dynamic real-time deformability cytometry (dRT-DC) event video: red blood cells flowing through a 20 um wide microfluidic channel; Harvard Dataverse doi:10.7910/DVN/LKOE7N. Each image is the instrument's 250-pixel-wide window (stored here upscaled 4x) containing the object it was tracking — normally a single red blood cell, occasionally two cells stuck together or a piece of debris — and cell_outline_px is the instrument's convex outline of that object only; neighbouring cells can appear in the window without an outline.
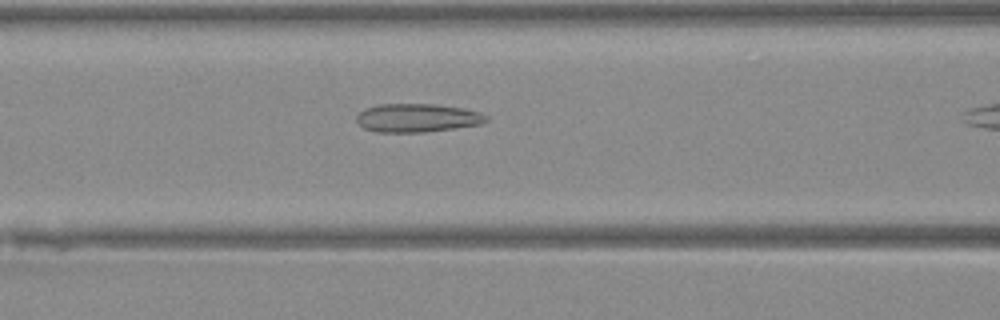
{"species": "Egyptian fruit bat (a non-hibernating species)", "species_latin": "Rousettus aegyptiacus", "temperature_condition": "warm", "stored_images_in_passage": 9, "camera_frame_rate_fps": 3000, "um_per_image_px": 0.085, "animal": {"sex": "female"}, "frame": {"image": 1, "passage_image": 8, "time_ms": 2.333, "image_size_px": [1000, 320], "cell_outline_px": [[488, 120], [480, 124], [424, 132], [376, 132], [364, 128], [356, 120], [356, 116], [364, 108], [380, 104], [436, 104], [464, 108], [480, 112], [488, 116]], "centroid_in_image_um": [35.46, 10.01], "position_along_channel_um": 131.1, "area_um2": 21.5}}